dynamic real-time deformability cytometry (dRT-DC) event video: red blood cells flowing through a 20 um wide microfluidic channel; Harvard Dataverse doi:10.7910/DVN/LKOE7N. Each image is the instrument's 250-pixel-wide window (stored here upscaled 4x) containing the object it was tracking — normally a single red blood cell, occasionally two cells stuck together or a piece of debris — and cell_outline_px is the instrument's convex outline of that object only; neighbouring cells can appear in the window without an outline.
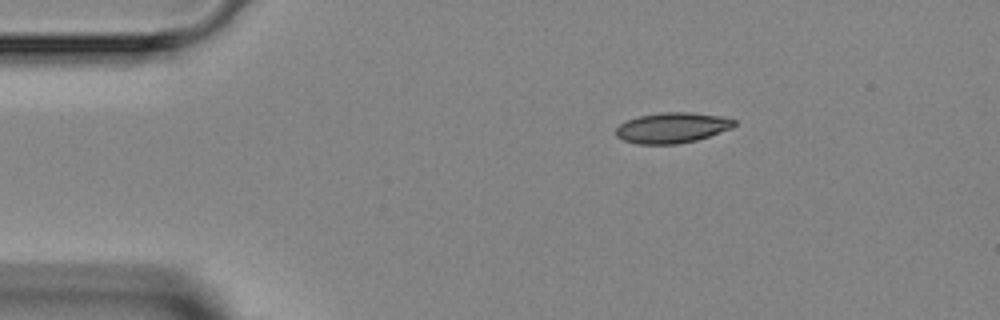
{"species": "Egyptian fruit bat (a non-hibernating species)", "species_latin": "Rousettus aegyptiacus", "temperature_condition": "room temperature", "stored_images_in_passage": 2, "camera_frame_rate_fps": 3000, "um_per_image_px": 0.085, "animal": {"sex": "female"}, "frame": {"image": 1, "passage_image": 1, "time_ms": 0.0, "image_size_px": [1000, 320], "cell_outline_px": [[736, 124], [732, 128], [696, 140], [676, 144], [636, 144], [624, 140], [616, 136], [616, 128], [620, 124], [628, 120], [640, 116], [660, 112], [688, 112], [720, 116], [736, 120]], "centroid_in_image_um": [57.13, 10.86], "position_along_channel_um": 27.9, "area_um2": 20.87}}